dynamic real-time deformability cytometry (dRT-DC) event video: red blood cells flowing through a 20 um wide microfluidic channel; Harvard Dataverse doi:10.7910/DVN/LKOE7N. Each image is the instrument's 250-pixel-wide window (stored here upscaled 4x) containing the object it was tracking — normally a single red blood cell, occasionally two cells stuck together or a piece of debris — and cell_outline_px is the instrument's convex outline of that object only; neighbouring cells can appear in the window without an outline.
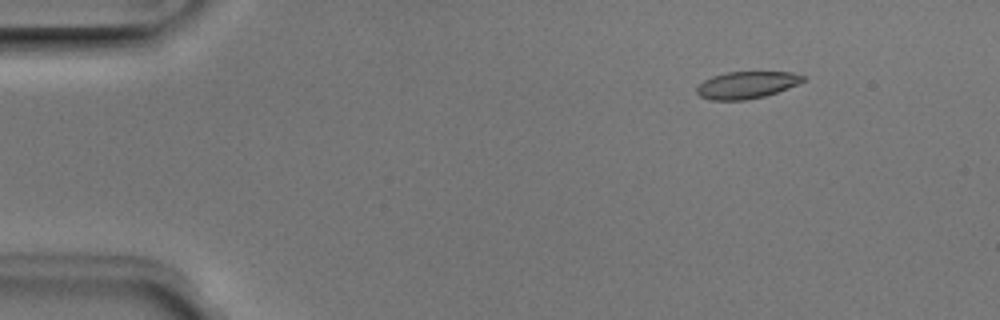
{"species": "Egyptian fruit bat (a non-hibernating species)", "species_latin": "Rousettus aegyptiacus", "temperature_condition": "room temperature", "stored_images_in_passage": 4, "camera_frame_rate_fps": 3000, "um_per_image_px": 0.085, "animal": {"sex": "male"}, "frame": {"image": 1, "passage_image": 2, "time_ms": 0.333, "image_size_px": [1000, 320], "cell_outline_px": [[804, 80], [788, 88], [764, 96], [744, 100], [712, 100], [700, 96], [696, 92], [696, 88], [704, 80], [712, 76], [728, 72], [792, 72], [804, 76]], "centroid_in_image_um": [63.43, 7.22], "position_along_channel_um": 21.6, "area_um2": 16.53}}